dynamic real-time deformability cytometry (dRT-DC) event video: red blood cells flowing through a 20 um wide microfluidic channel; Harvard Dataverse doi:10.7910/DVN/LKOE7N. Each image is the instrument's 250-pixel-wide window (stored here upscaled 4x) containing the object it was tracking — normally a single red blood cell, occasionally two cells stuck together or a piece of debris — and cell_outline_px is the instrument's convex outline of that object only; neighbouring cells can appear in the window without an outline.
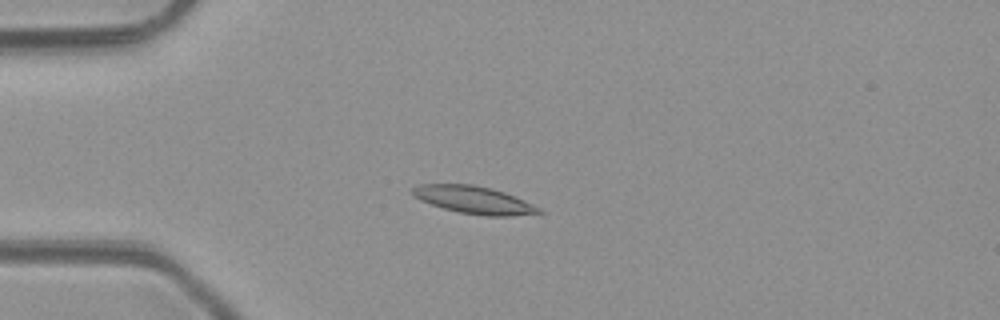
{"species": "common noctule bat (a hibernating species)", "species_latin": "Nyctalus noctula", "temperature_condition": "room temperature", "stored_images_in_passage": 6, "camera_frame_rate_fps": 3000, "um_per_image_px": 0.085, "animal": {"sex": "male", "body_mass_g": 23.1, "forearm_length_mm": 52.7}, "frame": {"image": 1, "passage_image": 4, "time_ms": 4.333, "image_size_px": [1000, 320], "cell_outline_px": [[544, 212], [512, 216], [484, 216], [460, 212], [444, 208], [420, 200], [412, 196], [412, 188], [420, 184], [472, 184], [492, 188], [504, 192], [524, 200], [540, 208]], "centroid_in_image_um": [40.27, 16.99], "position_along_channel_um": 44.7, "area_um2": 20.17}}
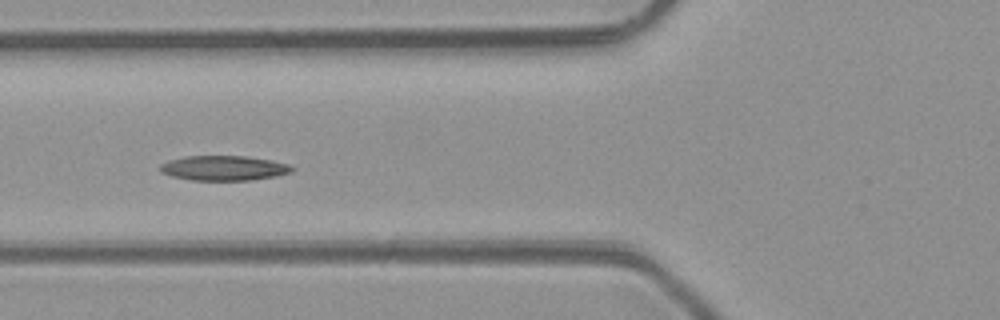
{"frame": {"image": 2, "passage_image": 6, "time_ms": 6.333, "image_size_px": [1000, 320], "cell_outline_px": [[296, 168], [292, 172], [276, 176], [252, 180], [192, 180], [172, 176], [160, 172], [160, 164], [168, 160], [184, 156], [244, 156], [272, 160], [288, 164]], "centroid_in_image_um": [19.03, 14.28], "position_along_channel_um": 106.8, "area_um2": 19.19}}